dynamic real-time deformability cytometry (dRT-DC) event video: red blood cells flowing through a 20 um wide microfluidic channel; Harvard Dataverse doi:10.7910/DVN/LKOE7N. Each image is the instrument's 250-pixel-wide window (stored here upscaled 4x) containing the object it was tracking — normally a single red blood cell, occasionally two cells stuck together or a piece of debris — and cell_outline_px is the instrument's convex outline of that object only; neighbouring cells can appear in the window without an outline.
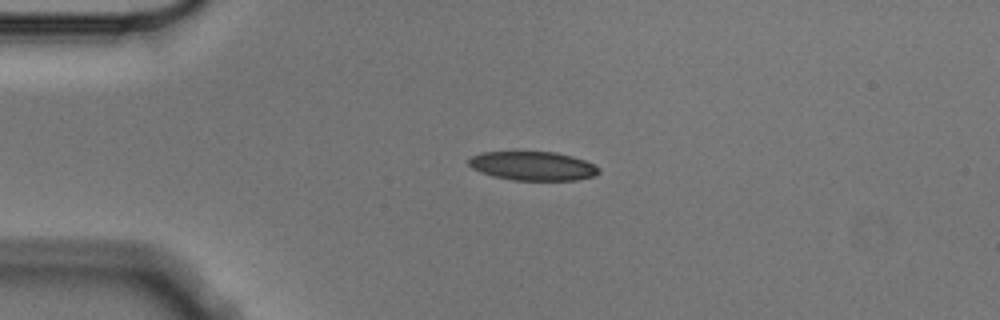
{"species": "Egyptian fruit bat (a non-hibernating species)", "species_latin": "Rousettus aegyptiacus", "temperature_condition": "cold", "stored_images_in_passage": 3, "camera_frame_rate_fps": 3000, "um_per_image_px": 0.085, "animal": {"sex": "male"}, "frame": {"image": 1, "passage_image": 2, "time_ms": 0.333, "image_size_px": [1000, 320], "cell_outline_px": [[600, 172], [596, 176], [576, 180], [512, 180], [492, 176], [480, 172], [472, 168], [468, 164], [468, 160], [472, 156], [480, 152], [556, 152], [572, 156], [584, 160], [600, 168]], "centroid_in_image_um": [45.29, 14.11], "position_along_channel_um": 39.7, "area_um2": 22.02}}